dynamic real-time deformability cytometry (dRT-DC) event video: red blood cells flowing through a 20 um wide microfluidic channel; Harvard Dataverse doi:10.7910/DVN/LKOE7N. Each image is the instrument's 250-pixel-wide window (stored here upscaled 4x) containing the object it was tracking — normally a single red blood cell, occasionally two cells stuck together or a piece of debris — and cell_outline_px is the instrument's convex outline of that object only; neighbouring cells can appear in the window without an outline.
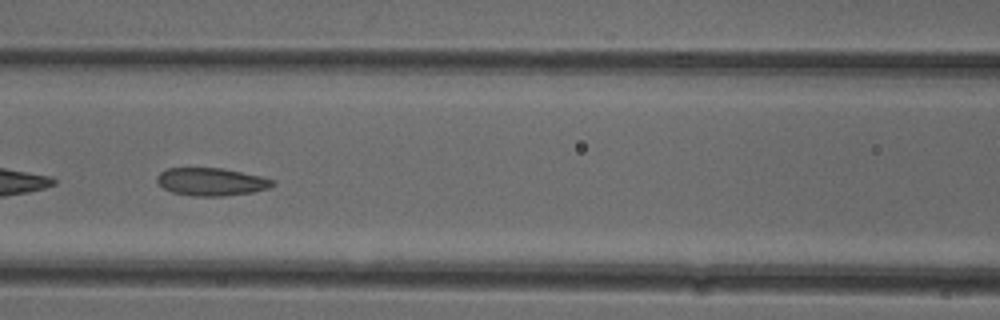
{"species": "common noctule bat (a hibernating species)", "species_latin": "Nyctalus noctula", "temperature_condition": "cold", "stored_images_in_passage": 53, "camera_frame_rate_fps": 3000, "um_per_image_px": 0.085, "animal": {"sex": "female"}, "frame": {"image": 1, "passage_image": 23, "time_ms": 7.333, "image_size_px": [1000, 320], "cell_outline_px": [[276, 184], [268, 188], [252, 192], [224, 196], [192, 196], [172, 192], [164, 188], [156, 180], [156, 176], [160, 172], [168, 168], [220, 168], [260, 176], [276, 180]], "centroid_in_image_um": [17.96, 15.45], "position_along_channel_um": 148.6, "area_um2": 18.67}, "authors_computed_cell_mechanics": {"area_um2": 19.1318, "velocity_mm_per_s": 3.8632, "shape_relaxation_time_tau1_ms": 9.1169, "shape_relaxation_time_tau2_ms": 1.3384, "deformation_change_tau1": 0.1662, "deformation_change_tau2": 0.0688}}